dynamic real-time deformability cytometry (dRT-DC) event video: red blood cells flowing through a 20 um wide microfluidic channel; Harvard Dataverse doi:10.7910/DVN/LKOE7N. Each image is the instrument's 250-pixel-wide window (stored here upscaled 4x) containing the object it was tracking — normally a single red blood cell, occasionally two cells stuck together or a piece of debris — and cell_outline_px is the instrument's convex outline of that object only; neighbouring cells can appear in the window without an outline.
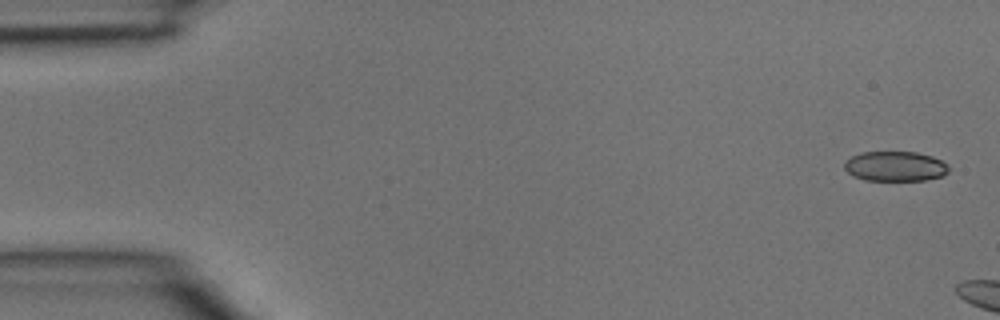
{"species": "common noctule bat (a hibernating species)", "species_latin": "Nyctalus noctula", "temperature_condition": "room temperature", "stored_images_in_passage": 3, "camera_frame_rate_fps": 3000, "um_per_image_px": 0.085, "animal": {"sex": "male", "body_mass_g": 15.6}, "frame": {"image": 1, "passage_image": 1, "time_ms": 0.0, "image_size_px": [1000, 320], "cell_outline_px": [[948, 172], [944, 176], [924, 180], [864, 180], [852, 176], [844, 168], [844, 164], [852, 156], [860, 152], [916, 152], [932, 156], [940, 160], [948, 168]], "centroid_in_image_um": [76.07, 14.14], "position_along_channel_um": 8.9, "area_um2": 18.09}}